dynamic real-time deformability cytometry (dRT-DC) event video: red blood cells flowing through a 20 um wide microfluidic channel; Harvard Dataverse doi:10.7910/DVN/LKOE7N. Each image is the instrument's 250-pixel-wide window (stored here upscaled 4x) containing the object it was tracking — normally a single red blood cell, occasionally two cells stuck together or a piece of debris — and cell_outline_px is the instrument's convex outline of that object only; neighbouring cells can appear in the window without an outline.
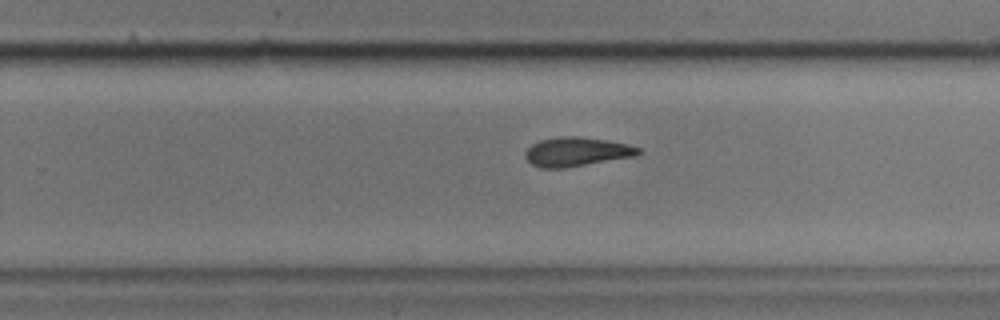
{"species": "common noctule bat (a hibernating species)", "species_latin": "Nyctalus noctula", "temperature_condition": "cold", "stored_images_in_passage": 32, "camera_frame_rate_fps": 3000, "um_per_image_px": 0.085, "animal": {"sex": "male", "body_mass_g": 17.9}, "frame": {"image": 1, "passage_image": 21, "time_ms": 6.667, "image_size_px": [1000, 320], "cell_outline_px": [[644, 152], [636, 156], [564, 168], [540, 168], [532, 164], [524, 156], [524, 152], [532, 144], [540, 140], [560, 136], [576, 136], [608, 140], [628, 144], [640, 148]], "centroid_in_image_um": [49.03, 12.9], "position_along_channel_um": 280.8, "area_um2": 19.31}}
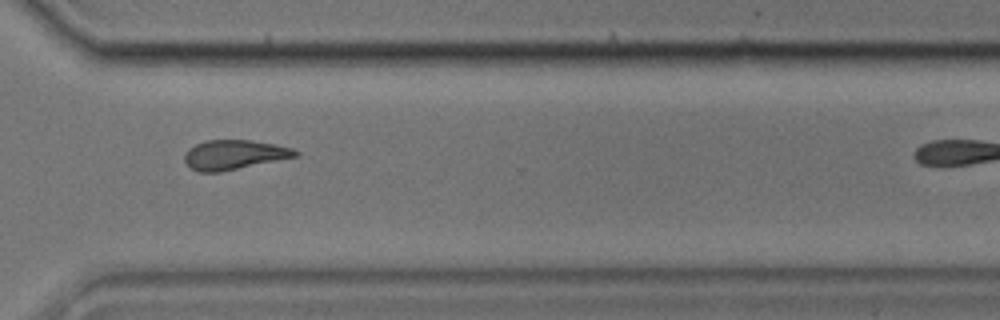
{"frame": {"image": 2, "passage_image": 27, "time_ms": 8.667, "image_size_px": [1000, 320], "cell_outline_px": [[300, 156], [220, 172], [200, 172], [192, 168], [184, 160], [184, 156], [188, 148], [196, 144], [208, 140], [252, 140], [292, 148], [300, 152]], "centroid_in_image_um": [19.93, 13.15], "position_along_channel_um": 350.7, "area_um2": 19.02}}
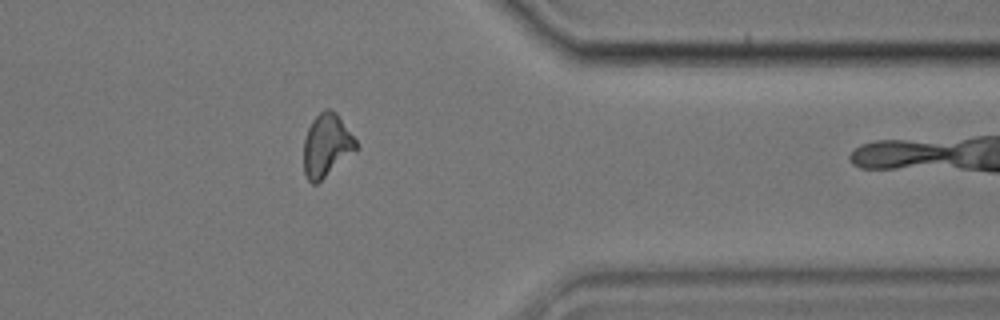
{"frame": {"image": 3, "passage_image": 31, "time_ms": 10.0, "image_size_px": [1000, 320], "cell_outline_px": [[360, 148], [356, 152], [316, 184], [312, 184], [308, 180], [304, 172], [304, 140], [308, 128], [312, 120], [324, 108], [332, 108], [336, 112], [356, 140]], "centroid_in_image_um": [27.78, 12.35], "position_along_channel_um": 383.6, "area_um2": 19.42}}